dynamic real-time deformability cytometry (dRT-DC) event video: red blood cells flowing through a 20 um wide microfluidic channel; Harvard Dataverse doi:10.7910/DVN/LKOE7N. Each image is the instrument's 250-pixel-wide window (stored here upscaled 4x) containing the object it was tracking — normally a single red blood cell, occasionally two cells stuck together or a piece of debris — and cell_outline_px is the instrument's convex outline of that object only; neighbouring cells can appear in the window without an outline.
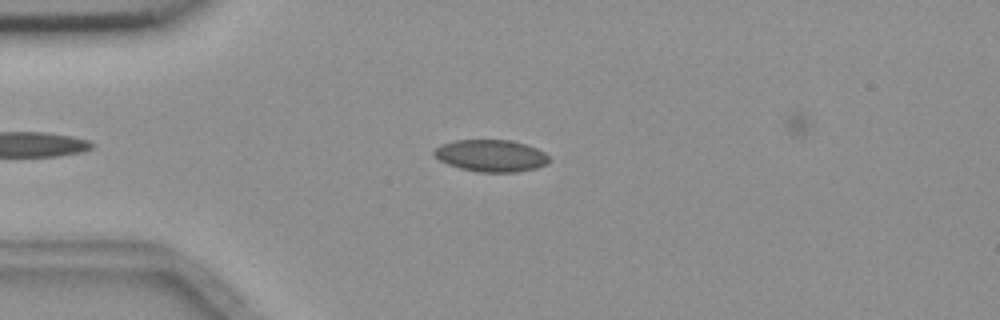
{"species": "common noctule bat (a hibernating species)", "species_latin": "Nyctalus noctula", "temperature_condition": "room temperature", "stored_images_in_passage": 9, "camera_frame_rate_fps": 3000, "um_per_image_px": 0.085, "animal": {"sex": "female", "body_mass_g": 18.4}, "frame": {"image": 1, "passage_image": 3, "time_ms": 2.333, "image_size_px": [1000, 320], "cell_outline_px": [[548, 164], [536, 168], [516, 172], [480, 172], [460, 168], [448, 164], [440, 160], [432, 152], [440, 144], [456, 140], [512, 140], [536, 148], [544, 152], [548, 156]], "centroid_in_image_um": [41.74, 13.23], "position_along_channel_um": 43.3, "area_um2": 21.33}}
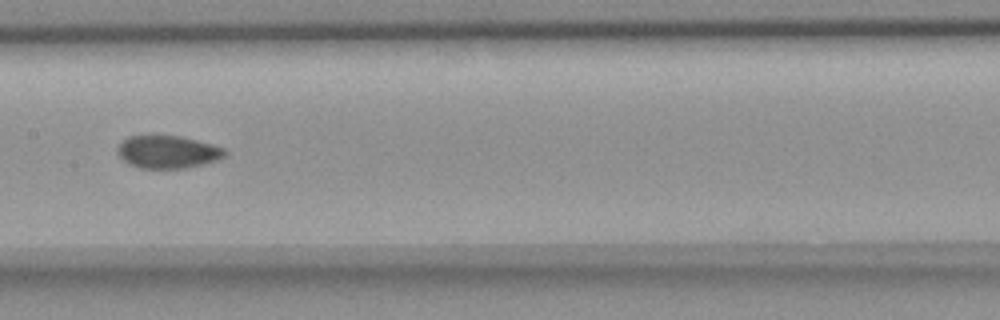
{"frame": {"image": 2, "passage_image": 7, "time_ms": 7.0, "image_size_px": [1000, 320], "cell_outline_px": [[228, 152], [224, 156], [216, 160], [184, 168], [140, 168], [128, 164], [116, 152], [116, 148], [128, 136], [180, 136], [212, 144], [224, 148]], "centroid_in_image_um": [14.24, 12.91], "position_along_channel_um": 193.2, "area_um2": 20.23}}
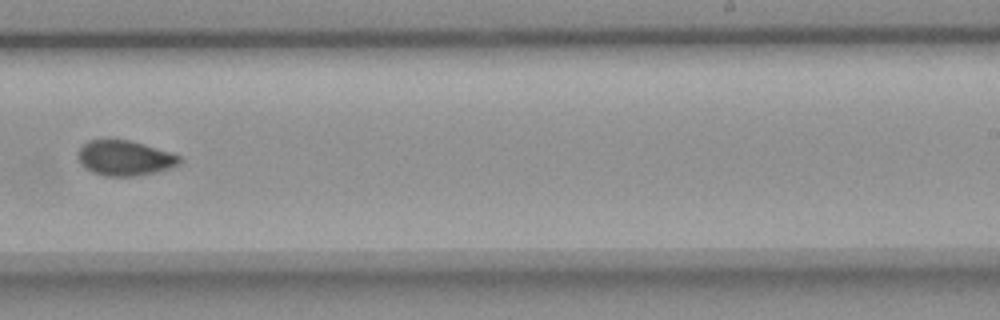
{"frame": {"image": 3, "passage_image": 9, "time_ms": 9.333, "image_size_px": [1000, 320], "cell_outline_px": [[184, 160], [180, 164], [172, 168], [156, 172], [136, 176], [104, 176], [92, 172], [80, 160], [80, 148], [88, 140], [128, 140], [144, 144], [180, 156]], "centroid_in_image_um": [10.68, 13.45], "position_along_channel_um": 278.3, "area_um2": 20.46}}